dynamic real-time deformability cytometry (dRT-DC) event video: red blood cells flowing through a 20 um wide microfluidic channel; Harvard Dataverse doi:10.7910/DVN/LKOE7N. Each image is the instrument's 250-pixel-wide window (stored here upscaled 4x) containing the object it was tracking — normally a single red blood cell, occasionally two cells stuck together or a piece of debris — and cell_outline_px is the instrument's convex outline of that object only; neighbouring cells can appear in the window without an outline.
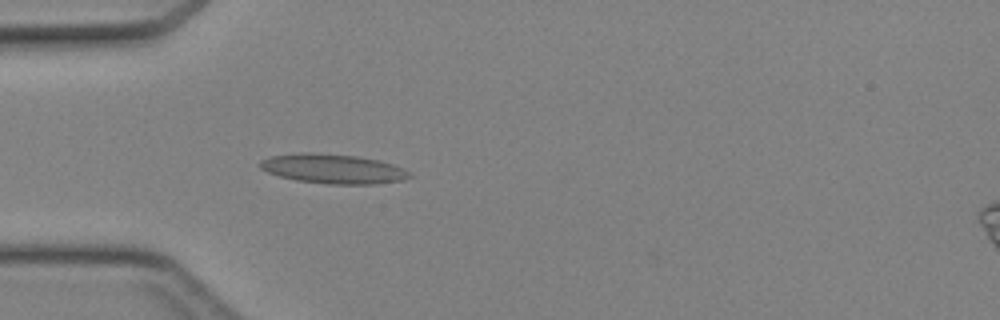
{"species": "Egyptian fruit bat (a non-hibernating species)", "species_latin": "Rousettus aegyptiacus", "temperature_condition": "cold", "stored_images_in_passage": 33, "camera_frame_rate_fps": 3000, "um_per_image_px": 0.085, "animal": {"sex": "female"}, "frame": {"image": 1, "passage_image": 2, "time_ms": 0.333, "image_size_px": [1000, 320], "cell_outline_px": [[412, 176], [404, 180], [372, 184], [328, 184], [296, 180], [280, 176], [268, 172], [260, 168], [260, 160], [268, 156], [304, 152], [312, 152], [356, 156], [380, 160], [392, 164], [408, 172]], "centroid_in_image_um": [28.28, 14.34], "position_along_channel_um": 56.7, "area_um2": 25.61}}
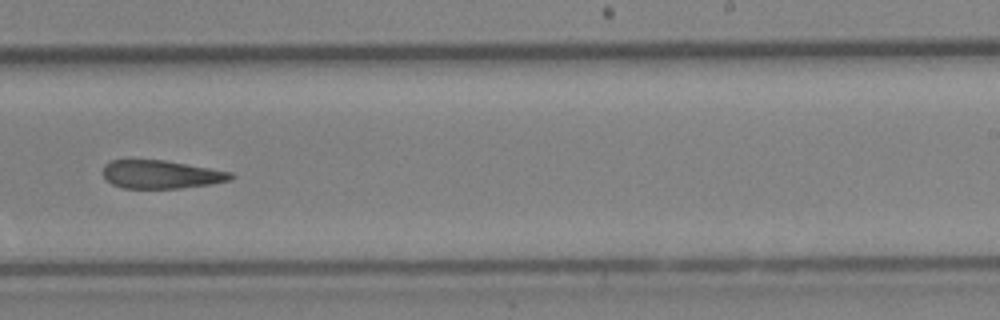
{"frame": {"image": 2, "passage_image": 17, "time_ms": 5.333, "image_size_px": [1000, 320], "cell_outline_px": [[236, 176], [232, 180], [212, 184], [180, 188], [124, 188], [112, 184], [104, 176], [104, 164], [112, 160], [164, 160], [232, 172]], "centroid_in_image_um": [13.74, 14.83], "position_along_channel_um": 275.3, "area_um2": 20.98}}
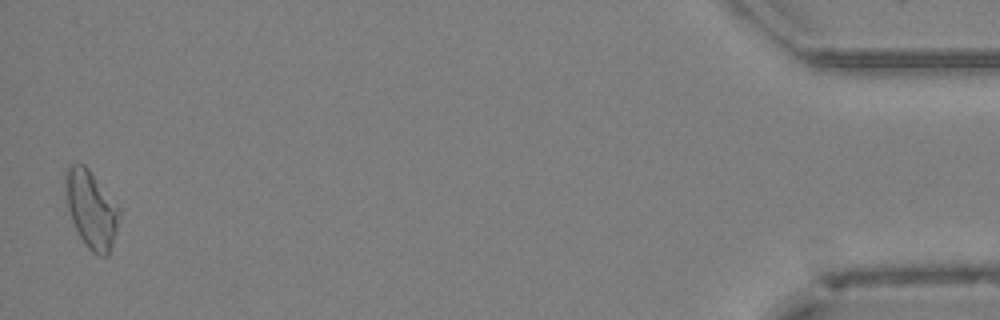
{"frame": {"image": 3, "passage_image": 33, "time_ms": 10.667, "image_size_px": [1000, 320], "cell_outline_px": [[120, 212], [116, 228], [108, 256], [100, 256], [92, 252], [88, 248], [80, 236], [72, 220], [68, 208], [64, 176], [64, 172], [68, 164], [84, 164], [88, 168], [120, 208]], "centroid_in_image_um": [7.74, 17.75], "position_along_channel_um": 427.5, "area_um2": 23.87}}